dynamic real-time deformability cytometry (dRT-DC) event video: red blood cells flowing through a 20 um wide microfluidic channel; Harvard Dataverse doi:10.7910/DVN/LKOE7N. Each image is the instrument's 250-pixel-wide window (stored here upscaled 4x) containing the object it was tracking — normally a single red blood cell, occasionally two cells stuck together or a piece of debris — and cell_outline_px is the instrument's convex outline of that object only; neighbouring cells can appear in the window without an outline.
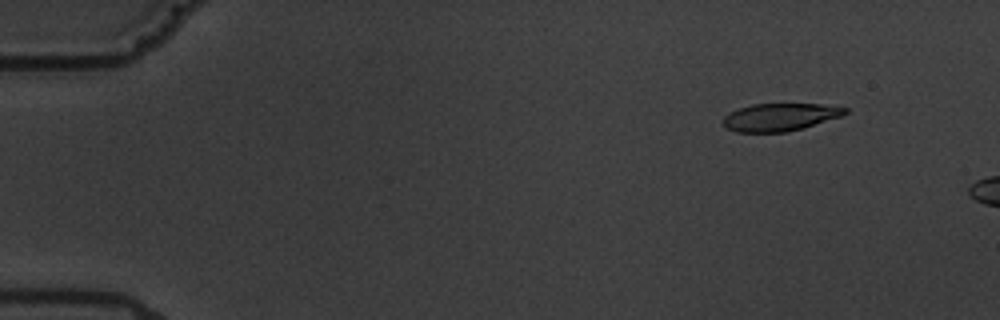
{"species": "common noctule bat (a hibernating species)", "species_latin": "Nyctalus noctula", "temperature_condition": "warm", "stored_images_in_passage": 3, "camera_frame_rate_fps": 3000, "um_per_image_px": 0.085, "animal": {"sex": "male", "body_mass_g": 19.5, "forearm_length_mm": 54.6}, "frame": {"image": 1, "passage_image": 2, "time_ms": 2.0, "image_size_px": [1000, 320], "cell_outline_px": [[848, 112], [840, 116], [804, 128], [788, 132], [736, 132], [724, 128], [724, 116], [728, 112], [752, 104], [820, 104], [848, 108]], "centroid_in_image_um": [66.27, 9.96], "position_along_channel_um": 18.7, "area_um2": 19.65}}